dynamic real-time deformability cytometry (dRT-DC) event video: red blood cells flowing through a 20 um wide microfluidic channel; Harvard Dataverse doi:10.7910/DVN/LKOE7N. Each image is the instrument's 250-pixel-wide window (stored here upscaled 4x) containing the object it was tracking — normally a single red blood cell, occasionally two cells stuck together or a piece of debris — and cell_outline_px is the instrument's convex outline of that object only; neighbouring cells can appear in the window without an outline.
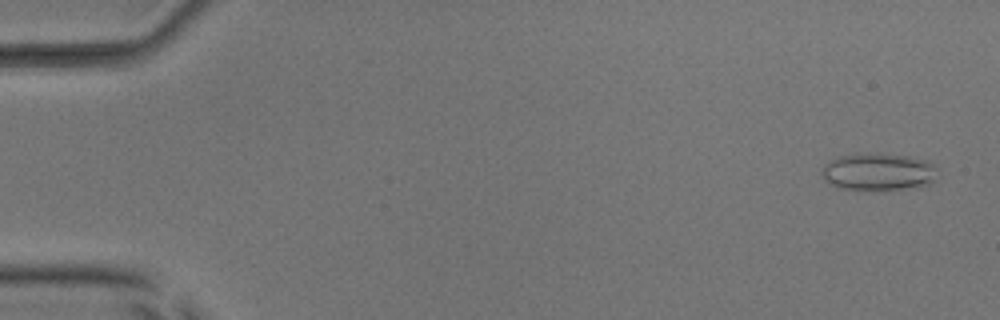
{"species": "common noctule bat (a hibernating species)", "species_latin": "Nyctalus noctula", "temperature_condition": "room temperature", "stored_images_in_passage": 51, "camera_frame_rate_fps": 3000, "um_per_image_px": 0.085, "animal": {"sex": "male", "body_mass_g": 17.9, "forearm_length_mm": 54.2}, "frame": {"image": 1, "passage_image": 2, "time_ms": 0.333, "image_size_px": [1000, 320], "cell_outline_px": [[936, 168], [932, 180], [928, 184], [904, 188], [836, 188], [820, 172], [824, 164], [828, 160], [840, 156], [860, 152], [880, 152], [908, 156], [928, 160]], "centroid_in_image_um": [74.61, 14.53], "position_along_channel_um": 10.4, "area_um2": 24.8}}
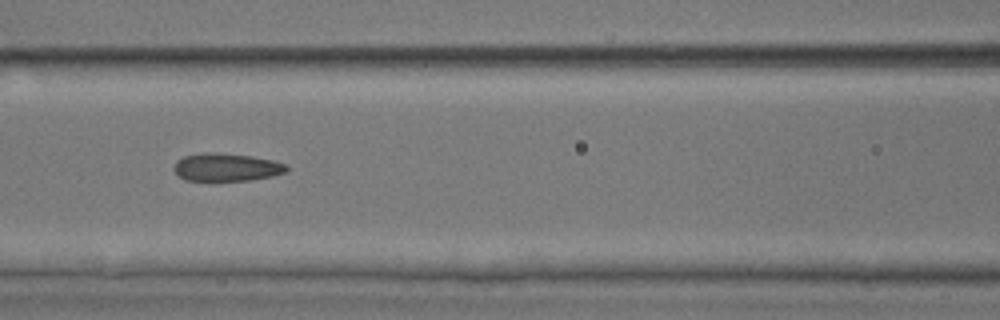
{"frame": {"image": 2, "passage_image": 23, "time_ms": 7.333, "image_size_px": [1000, 320], "cell_outline_px": [[288, 172], [272, 176], [248, 180], [184, 180], [176, 172], [176, 160], [184, 156], [204, 152], [216, 152], [252, 156], [272, 160], [288, 164]], "centroid_in_image_um": [19.3, 14.2], "position_along_channel_um": 147.3, "area_um2": 18.21}}
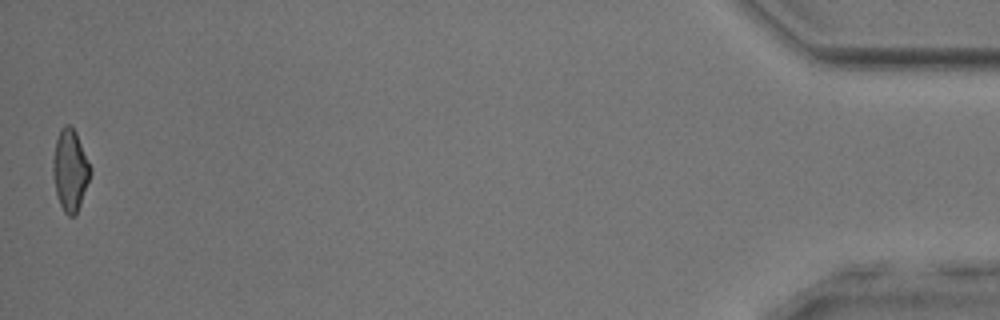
{"frame": {"image": 3, "passage_image": 51, "time_ms": 16.667, "image_size_px": [1000, 320], "cell_outline_px": [[92, 172], [76, 216], [68, 216], [64, 212], [56, 196], [52, 172], [52, 160], [56, 140], [60, 128], [64, 124], [68, 124], [76, 132], [92, 168]], "centroid_in_image_um": [5.96, 14.47], "position_along_channel_um": 429.2, "area_um2": 18.03}, "authors_computed_cell_mechanics": {"area_um2": 18.8428, "velocity_mm_per_s": 4.0175, "shape_relaxation_time_tau1_ms": 3.49, "shape_relaxation_time_tau2_ms": 1.4135, "deformation_change_tau1": 0.125, "deformation_change_tau2": 0.1063}}